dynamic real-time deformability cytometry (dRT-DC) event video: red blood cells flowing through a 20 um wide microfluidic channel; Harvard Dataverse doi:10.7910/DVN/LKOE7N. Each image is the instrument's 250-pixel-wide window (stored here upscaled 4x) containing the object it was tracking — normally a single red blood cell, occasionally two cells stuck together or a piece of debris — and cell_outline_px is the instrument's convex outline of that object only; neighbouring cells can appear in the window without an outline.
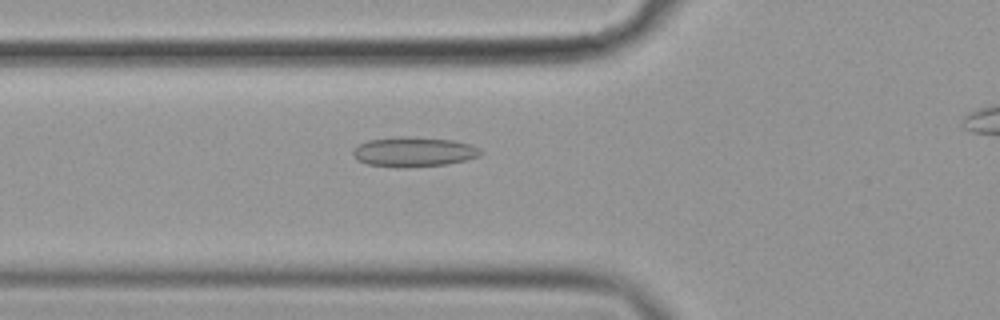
{"species": "common noctule bat (a hibernating species)", "species_latin": "Nyctalus noctula", "temperature_condition": "cold", "stored_images_in_passage": 35, "camera_frame_rate_fps": 3000, "um_per_image_px": 0.085, "animal": {"sex": "female", "body_mass_g": 19.9}, "frame": {"image": 1, "passage_image": 5, "time_ms": 1.333, "image_size_px": [1000, 320], "cell_outline_px": [[484, 152], [480, 156], [448, 164], [408, 168], [400, 168], [368, 164], [356, 160], [352, 156], [352, 152], [360, 144], [368, 140], [400, 136], [408, 136], [452, 140], [472, 144], [480, 148]], "centroid_in_image_um": [35.19, 12.91], "position_along_channel_um": 90.6, "area_um2": 22.43}}
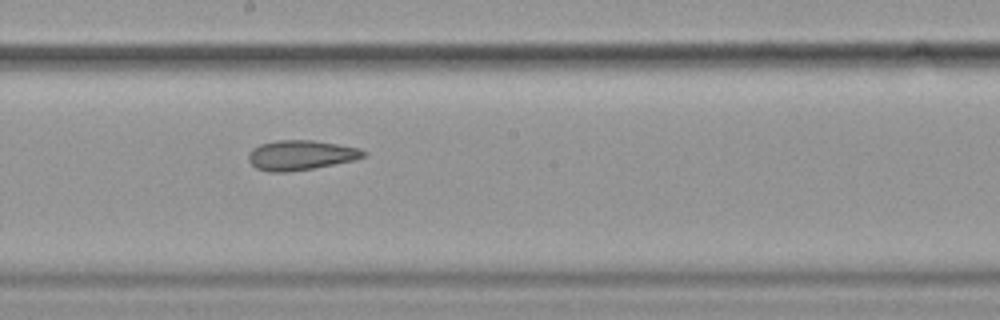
{"frame": {"image": 2, "passage_image": 16, "time_ms": 5.0, "image_size_px": [1000, 320], "cell_outline_px": [[368, 152], [364, 156], [356, 160], [312, 168], [288, 172], [268, 172], [256, 168], [248, 160], [248, 152], [252, 148], [260, 144], [276, 140], [312, 140], [360, 148]], "centroid_in_image_um": [25.55, 13.18], "position_along_channel_um": 222.7, "area_um2": 20.06}}
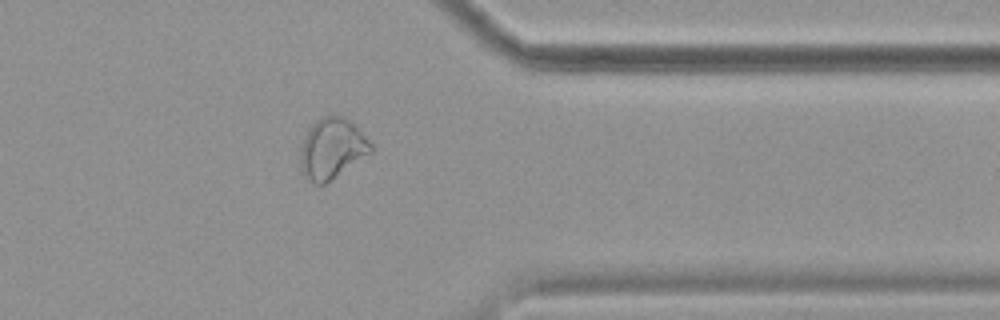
{"frame": {"image": 3, "passage_image": 30, "time_ms": 9.667, "image_size_px": [1000, 320], "cell_outline_px": [[372, 152], [324, 184], [316, 184], [304, 176], [300, 168], [300, 144], [308, 128], [320, 116], [344, 116], [372, 144]], "centroid_in_image_um": [28.16, 12.62], "position_along_channel_um": 383.2, "area_um2": 24.62}}